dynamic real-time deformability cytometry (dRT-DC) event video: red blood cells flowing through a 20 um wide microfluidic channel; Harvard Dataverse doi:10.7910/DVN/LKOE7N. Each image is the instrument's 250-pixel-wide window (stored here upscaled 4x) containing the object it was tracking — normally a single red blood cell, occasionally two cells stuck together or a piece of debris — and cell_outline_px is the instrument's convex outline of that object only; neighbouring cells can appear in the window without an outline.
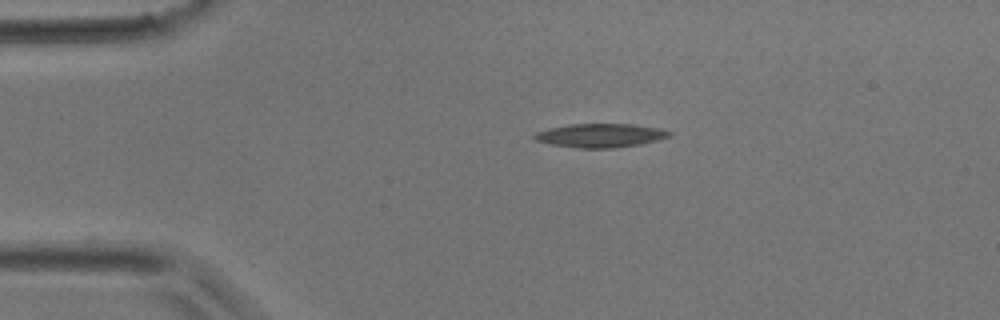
{"species": "common noctule bat (a hibernating species)", "species_latin": "Nyctalus noctula", "temperature_condition": "room temperature", "stored_images_in_passage": 32, "camera_frame_rate_fps": 3000, "um_per_image_px": 0.085, "animal": {"sex": "male", "body_mass_g": 17.9}, "frame": {"image": 1, "passage_image": 1, "time_ms": 0.0, "image_size_px": [1000, 320], "cell_outline_px": [[672, 136], [640, 144], [612, 148], [576, 148], [552, 144], [536, 140], [532, 136], [536, 132], [548, 128], [568, 124], [632, 124], [660, 128], [672, 132]], "centroid_in_image_um": [51.03, 11.51], "position_along_channel_um": 34.0, "area_um2": 18.67}}
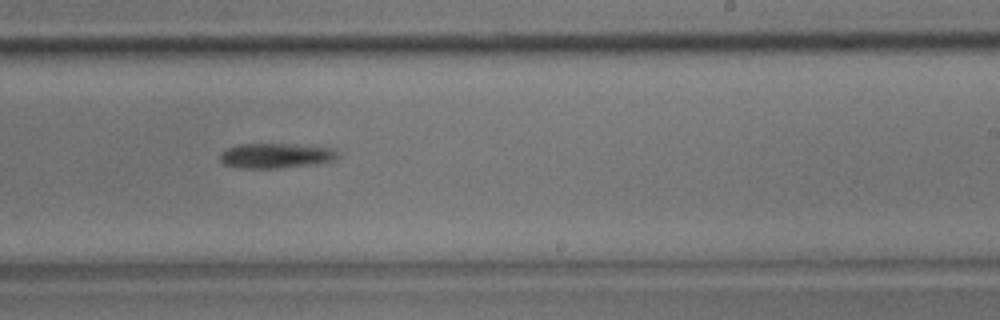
{"frame": {"image": 2, "passage_image": 17, "time_ms": 5.333, "image_size_px": [1000, 320], "cell_outline_px": [[340, 156], [336, 160], [312, 164], [280, 168], [240, 168], [224, 164], [220, 160], [220, 152], [236, 144], [292, 144], [336, 148], [340, 152]], "centroid_in_image_um": [23.49, 13.22], "position_along_channel_um": 265.5, "area_um2": 17.34}}
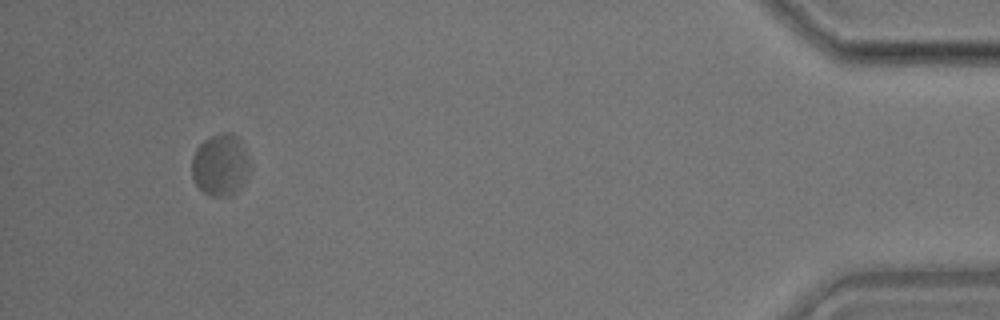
{"frame": {"image": 3, "passage_image": 30, "time_ms": 9.667, "image_size_px": [1000, 320], "cell_outline_px": [[248, 172], [244, 184], [232, 196], [212, 196], [204, 192], [196, 184], [192, 176], [192, 156], [196, 148], [204, 140], [220, 132], [232, 132], [240, 140], [244, 148], [248, 160]], "centroid_in_image_um": [18.72, 14.02], "position_along_channel_um": 416.5, "area_um2": 20.87}}